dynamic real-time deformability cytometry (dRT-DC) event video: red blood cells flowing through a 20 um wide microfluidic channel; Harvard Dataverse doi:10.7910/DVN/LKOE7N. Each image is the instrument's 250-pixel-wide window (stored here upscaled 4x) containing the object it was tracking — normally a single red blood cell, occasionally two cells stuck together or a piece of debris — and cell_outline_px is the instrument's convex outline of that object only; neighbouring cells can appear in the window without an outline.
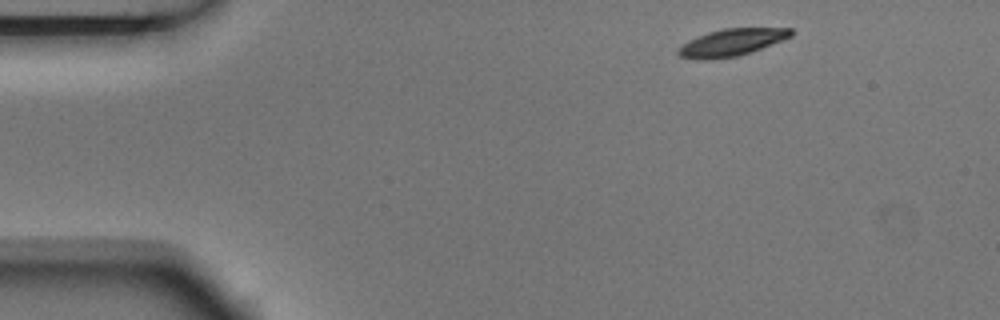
{"species": "Egyptian fruit bat (a non-hibernating species)", "species_latin": "Rousettus aegyptiacus", "temperature_condition": "room temperature", "stored_images_in_passage": 3, "camera_frame_rate_fps": 3000, "um_per_image_px": 0.085, "animal": {"sex": "male"}, "frame": {"image": 1, "passage_image": 1, "time_ms": 0.0, "image_size_px": [1000, 320], "cell_outline_px": [[792, 36], [752, 52], [740, 56], [708, 60], [696, 60], [680, 56], [676, 52], [676, 48], [688, 40], [708, 32], [724, 28], [792, 28]], "centroid_in_image_um": [62.14, 3.62], "position_along_channel_um": 22.9, "area_um2": 18.03}}